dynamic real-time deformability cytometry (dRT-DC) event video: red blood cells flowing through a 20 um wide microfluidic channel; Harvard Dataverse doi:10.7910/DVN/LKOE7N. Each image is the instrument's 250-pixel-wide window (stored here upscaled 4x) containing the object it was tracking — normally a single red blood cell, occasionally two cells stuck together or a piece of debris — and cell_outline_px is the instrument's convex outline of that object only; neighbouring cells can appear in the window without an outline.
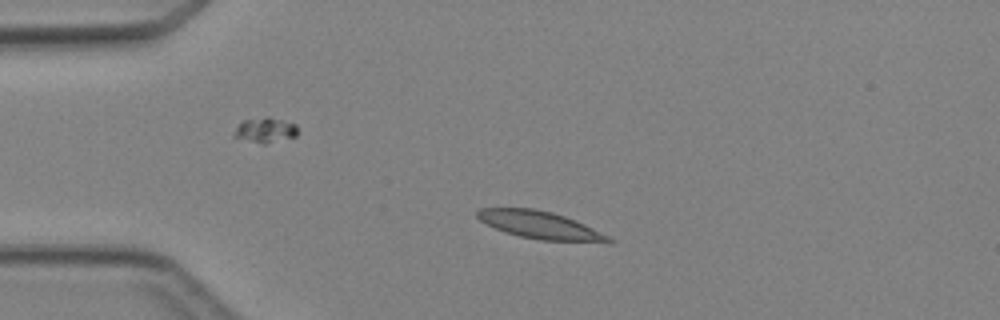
{"species": "Egyptian fruit bat (a non-hibernating species)", "species_latin": "Rousettus aegyptiacus", "temperature_condition": "cold", "stored_images_in_passage": 4, "camera_frame_rate_fps": 3000, "um_per_image_px": 0.085, "animal": {"sex": "female"}, "frame": {"image": 1, "passage_image": 2, "time_ms": 1.0, "image_size_px": [1000, 320], "cell_outline_px": [[616, 240], [612, 244], [540, 240], [520, 236], [504, 232], [480, 220], [476, 216], [476, 212], [480, 208], [532, 208], [552, 212], [576, 220]], "centroid_in_image_um": [45.99, 19.16], "position_along_channel_um": 39.0, "area_um2": 21.33}}
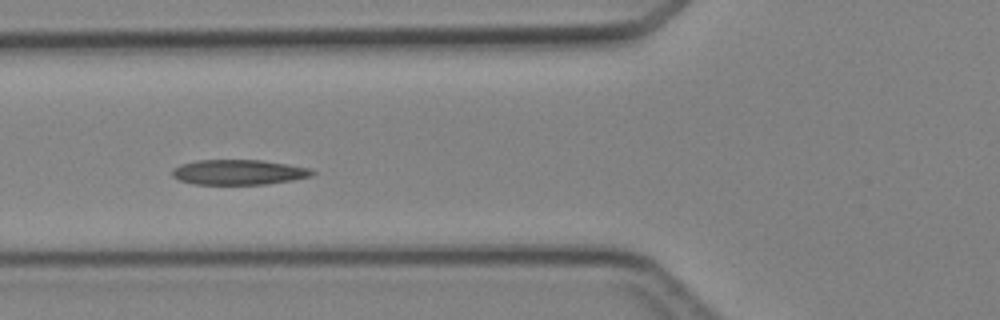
{"frame": {"image": 2, "passage_image": 4, "time_ms": 3.333, "image_size_px": [1000, 320], "cell_outline_px": [[316, 172], [312, 176], [292, 180], [268, 184], [192, 184], [180, 180], [172, 176], [172, 168], [180, 164], [196, 160], [260, 160], [308, 168]], "centroid_in_image_um": [20.24, 14.64], "position_along_channel_um": 105.6, "area_um2": 20.4}}